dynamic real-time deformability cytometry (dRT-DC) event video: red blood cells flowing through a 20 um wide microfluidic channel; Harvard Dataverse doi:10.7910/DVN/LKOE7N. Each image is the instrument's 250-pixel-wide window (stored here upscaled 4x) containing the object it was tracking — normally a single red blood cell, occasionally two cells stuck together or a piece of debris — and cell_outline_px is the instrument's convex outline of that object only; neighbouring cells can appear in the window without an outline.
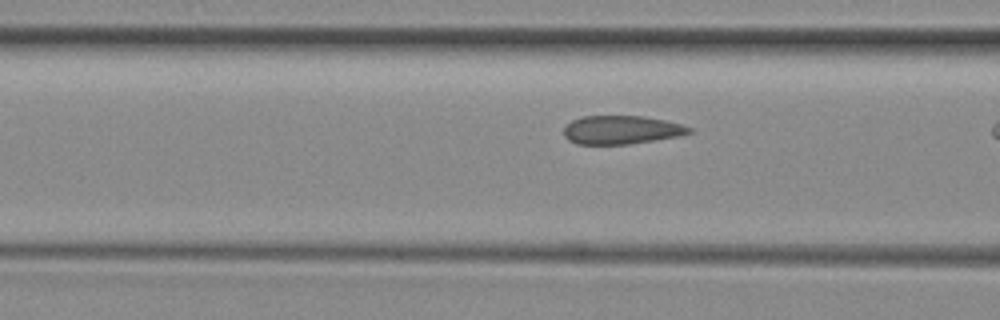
{"species": "common noctule bat (a hibernating species)", "species_latin": "Nyctalus noctula", "temperature_condition": "room temperature", "stored_images_in_passage": 5, "camera_frame_rate_fps": 3000, "um_per_image_px": 0.085, "animal": {"sex": "female", "body_mass_g": 29.2, "forearm_length_mm": 56.3}, "frame": {"image": 1, "passage_image": 5, "time_ms": 5.333, "image_size_px": [1000, 320], "cell_outline_px": [[692, 132], [680, 136], [628, 144], [576, 144], [568, 140], [564, 136], [564, 128], [572, 120], [584, 116], [644, 116], [664, 120], [680, 124], [692, 128]], "centroid_in_image_um": [52.81, 11.04], "position_along_channel_um": 113.8, "area_um2": 20.75}}